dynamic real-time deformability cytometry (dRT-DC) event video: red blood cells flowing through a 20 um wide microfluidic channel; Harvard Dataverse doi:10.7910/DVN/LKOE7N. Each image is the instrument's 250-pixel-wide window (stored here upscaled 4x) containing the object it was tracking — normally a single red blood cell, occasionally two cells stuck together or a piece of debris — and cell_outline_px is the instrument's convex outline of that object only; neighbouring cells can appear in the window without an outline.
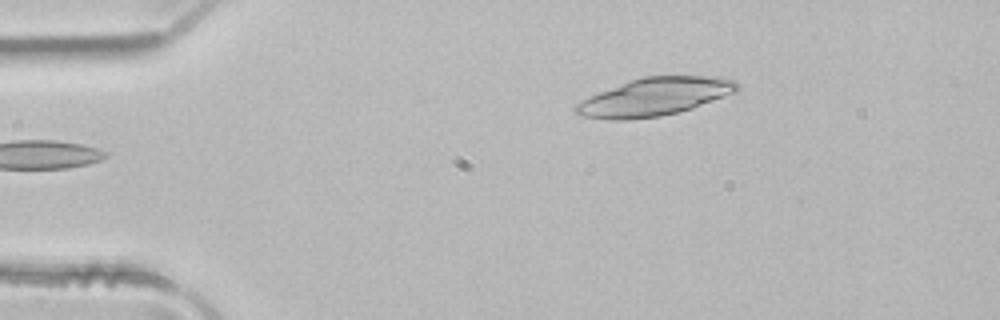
{"species": "common noctule bat (a hibernating species)", "species_latin": "Nyctalus noctula", "temperature_condition": "room temperature", "stored_images_in_passage": 2, "camera_frame_rate_fps": 3000, "um_per_image_px": 0.085, "animal": {"sex": "male", "body_mass_g": 21.5, "forearm_length_mm": 52.0}, "frame": {"image": 1, "passage_image": 1, "time_ms": 0.0, "image_size_px": [1000, 320], "cell_outline_px": [[740, 88], [736, 92], [692, 108], [660, 116], [628, 120], [608, 120], [580, 116], [572, 112], [572, 108], [576, 104], [588, 96], [640, 76], [708, 76], [736, 80], [740, 84]], "centroid_in_image_um": [55.6, 8.23], "position_along_channel_um": 29.4, "area_um2": 35.84}}